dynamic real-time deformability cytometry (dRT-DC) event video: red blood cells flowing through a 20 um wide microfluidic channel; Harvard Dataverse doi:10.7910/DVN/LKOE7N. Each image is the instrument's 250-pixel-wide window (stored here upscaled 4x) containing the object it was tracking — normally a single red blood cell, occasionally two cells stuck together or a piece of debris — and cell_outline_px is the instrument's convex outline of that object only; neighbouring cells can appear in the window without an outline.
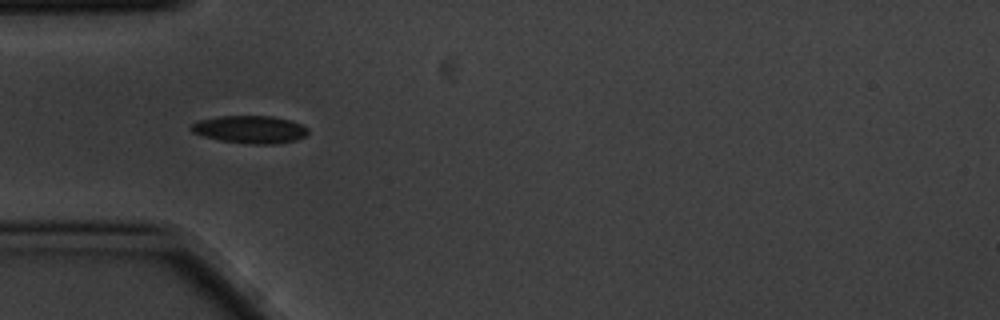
{"species": "common noctule bat (a hibernating species)", "species_latin": "Nyctalus noctula", "temperature_condition": "cold", "stored_images_in_passage": 6, "camera_frame_rate_fps": 3000, "um_per_image_px": 0.085, "animal": {"sex": "male", "body_mass_g": 20.1, "forearm_length_mm": 53.5}, "frame": {"image": 1, "passage_image": 5, "time_ms": 1.333, "image_size_px": [1000, 320], "cell_outline_px": [[308, 136], [296, 140], [276, 144], [252, 144], [220, 140], [204, 136], [192, 132], [192, 124], [200, 120], [216, 116], [272, 116], [288, 120], [300, 124], [308, 128]], "centroid_in_image_um": [21.29, 11.0], "position_along_channel_um": 63.7, "area_um2": 18.73}}